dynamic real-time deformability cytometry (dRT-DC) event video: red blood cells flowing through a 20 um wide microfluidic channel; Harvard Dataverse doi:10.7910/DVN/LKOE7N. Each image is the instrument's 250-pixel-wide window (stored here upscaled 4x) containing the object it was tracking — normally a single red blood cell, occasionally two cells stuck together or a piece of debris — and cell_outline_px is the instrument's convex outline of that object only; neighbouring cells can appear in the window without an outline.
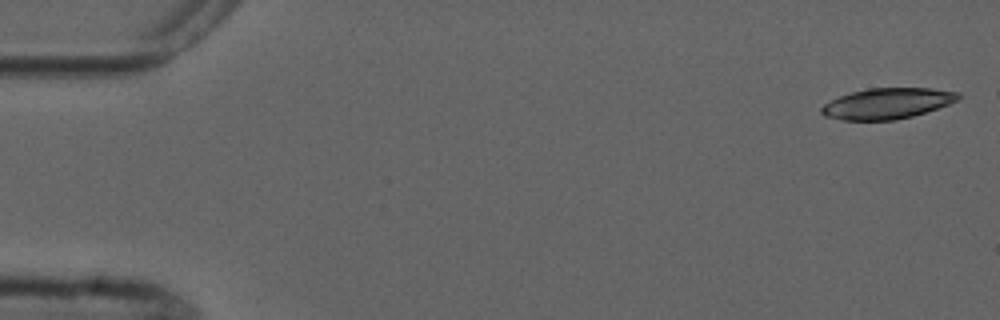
{"species": "common noctule bat (a hibernating species)", "species_latin": "Nyctalus noctula", "temperature_condition": "cold", "stored_images_in_passage": 5, "camera_frame_rate_fps": 3000, "um_per_image_px": 0.085, "animal": {"sex": "male", "forearm_length_mm": 52.5}, "frame": {"image": 1, "passage_image": 1, "time_ms": 0.0, "image_size_px": [1000, 320], "cell_outline_px": [[964, 96], [960, 100], [912, 116], [896, 120], [844, 120], [824, 116], [820, 112], [820, 108], [824, 104], [840, 96], [852, 92], [868, 88], [932, 88], [960, 92]], "centroid_in_image_um": [75.45, 8.79], "position_along_channel_um": 9.5, "area_um2": 24.57}}
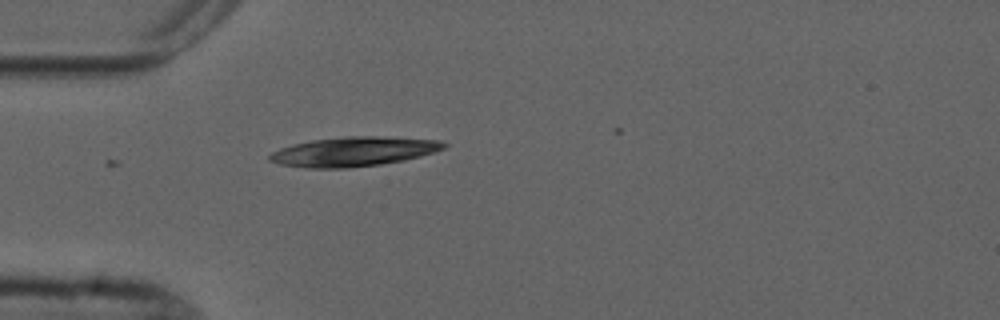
{"frame": {"image": 2, "passage_image": 5, "time_ms": 4.667, "image_size_px": [1000, 320], "cell_outline_px": [[448, 144], [444, 148], [420, 156], [404, 160], [380, 164], [348, 168], [308, 168], [280, 164], [268, 160], [268, 156], [272, 152], [280, 148], [292, 144], [312, 140], [344, 136], [376, 136], [440, 140]], "centroid_in_image_um": [30.02, 12.88], "position_along_channel_um": 55.0, "area_um2": 29.82}}